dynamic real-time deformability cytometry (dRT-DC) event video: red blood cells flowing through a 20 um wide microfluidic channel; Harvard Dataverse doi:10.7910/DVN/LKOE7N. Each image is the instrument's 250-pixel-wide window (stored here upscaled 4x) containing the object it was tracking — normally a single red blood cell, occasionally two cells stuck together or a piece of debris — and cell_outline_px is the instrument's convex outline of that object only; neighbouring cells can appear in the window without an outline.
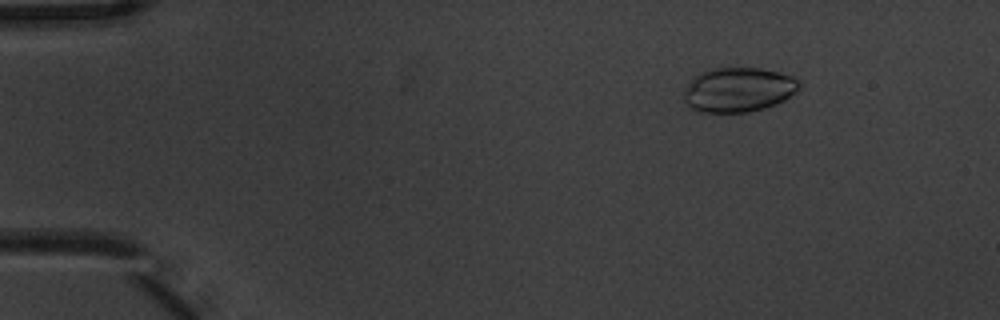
{"species": "common noctule bat (a hibernating species)", "species_latin": "Nyctalus noctula", "temperature_condition": "warm", "stored_images_in_passage": 5, "camera_frame_rate_fps": 3000, "um_per_image_px": 0.085, "animal": {"sex": "male", "body_mass_g": 20.1, "forearm_length_mm": 53.5}, "frame": {"image": 1, "passage_image": 3, "time_ms": 0.667, "image_size_px": [1000, 320], "cell_outline_px": [[800, 88], [796, 92], [784, 100], [776, 104], [764, 108], [748, 112], [700, 112], [688, 108], [684, 100], [684, 92], [688, 84], [700, 72], [712, 68], [760, 68], [780, 72], [792, 76], [800, 80]], "centroid_in_image_um": [62.78, 7.63], "position_along_channel_um": 22.2, "area_um2": 30.11}}